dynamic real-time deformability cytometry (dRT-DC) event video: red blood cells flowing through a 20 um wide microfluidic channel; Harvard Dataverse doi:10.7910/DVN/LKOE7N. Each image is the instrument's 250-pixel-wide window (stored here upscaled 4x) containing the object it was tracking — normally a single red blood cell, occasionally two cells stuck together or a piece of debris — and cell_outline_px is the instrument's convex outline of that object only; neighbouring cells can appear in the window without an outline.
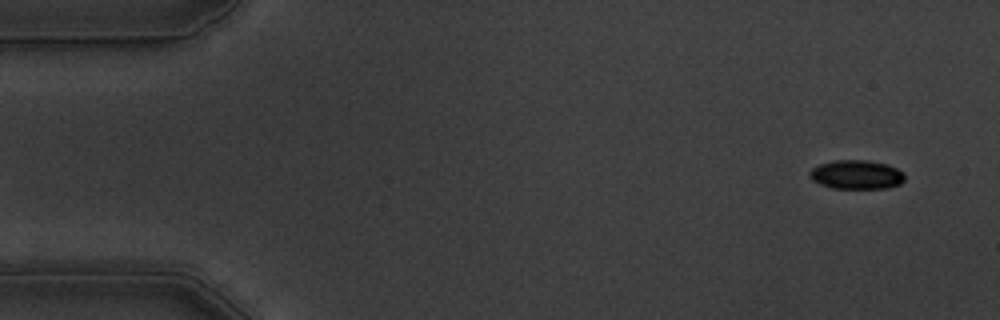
{"species": "common noctule bat (a hibernating species)", "species_latin": "Nyctalus noctula", "temperature_condition": "warm", "stored_images_in_passage": 55, "camera_frame_rate_fps": 3000, "um_per_image_px": 0.085, "animal": {"sex": "male", "body_mass_g": 19.5, "forearm_length_mm": 54.6}, "frame": {"image": 1, "passage_image": 3, "time_ms": 0.667, "image_size_px": [1000, 320], "cell_outline_px": [[904, 180], [900, 184], [888, 188], [832, 188], [820, 184], [812, 180], [808, 176], [808, 172], [812, 168], [820, 164], [832, 160], [868, 160], [888, 164], [904, 172]], "centroid_in_image_um": [72.79, 14.83], "position_along_channel_um": 12.2, "area_um2": 16.24}}
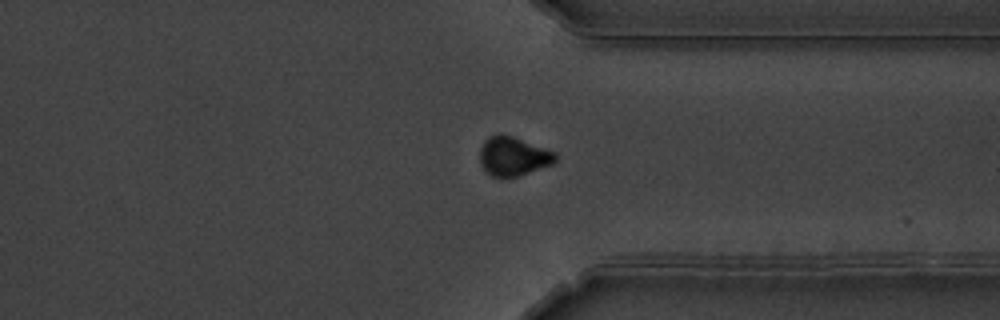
{"frame": {"image": 2, "passage_image": 42, "time_ms": 13.667, "image_size_px": [1000, 320], "cell_outline_px": [[556, 160], [552, 164], [504, 180], [492, 176], [484, 172], [480, 164], [480, 148], [484, 140], [488, 136], [496, 132], [500, 132], [512, 136], [556, 152]], "centroid_in_image_um": [43.55, 13.28], "position_along_channel_um": 367.8, "area_um2": 17.57}}
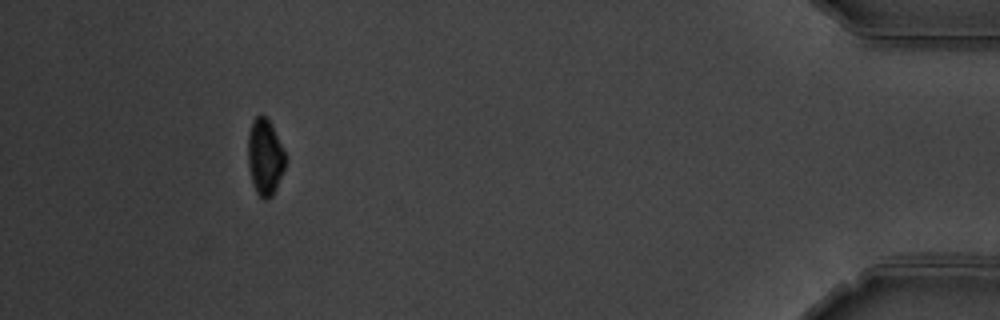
{"frame": {"image": 3, "passage_image": 51, "time_ms": 16.667, "image_size_px": [1000, 320], "cell_outline_px": [[284, 168], [276, 188], [272, 196], [268, 200], [264, 200], [256, 192], [252, 180], [248, 164], [248, 136], [252, 120], [256, 116], [264, 116], [272, 124], [284, 152]], "centroid_in_image_um": [22.5, 13.35], "position_along_channel_um": 412.7, "area_um2": 16.3}, "authors_computed_cell_mechanics": {"area_um2": 17.5712, "velocity_mm_per_s": 3.606, "shape_relaxation_time_tau1_ms": 3.1165, "shape_relaxation_time_tau2_ms": null, "deformation_change_tau1": 0.0915, "deformation_change_tau2": null}}